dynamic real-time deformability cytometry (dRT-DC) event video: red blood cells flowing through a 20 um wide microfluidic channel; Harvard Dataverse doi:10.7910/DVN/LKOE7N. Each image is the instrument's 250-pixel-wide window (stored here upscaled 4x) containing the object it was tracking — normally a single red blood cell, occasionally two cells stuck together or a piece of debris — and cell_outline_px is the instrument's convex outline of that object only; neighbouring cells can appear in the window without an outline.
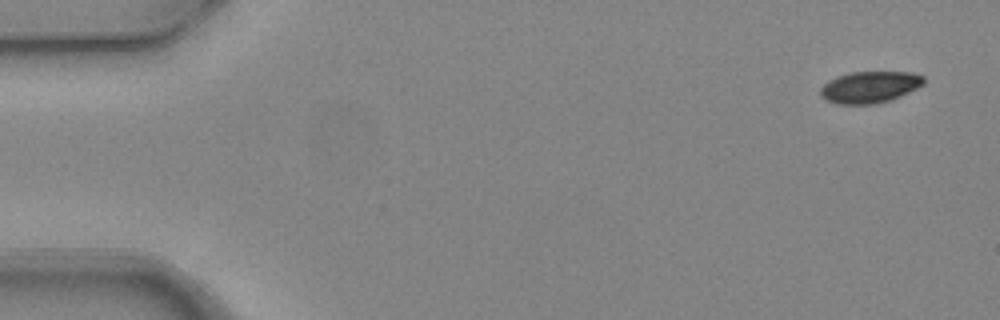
{"species": "common noctule bat (a hibernating species)", "species_latin": "Nyctalus noctula", "temperature_condition": "warm", "stored_images_in_passage": 6, "camera_frame_rate_fps": 3000, "um_per_image_px": 0.085, "animal": {"sex": "female", "body_mass_g": 24.6, "forearm_length_mm": 56.2}, "frame": {"image": 1, "passage_image": 1, "time_ms": 0.0, "image_size_px": [1000, 320], "cell_outline_px": [[924, 84], [892, 100], [872, 104], [836, 104], [820, 96], [820, 88], [828, 80], [836, 76], [852, 72], [912, 72], [924, 76]], "centroid_in_image_um": [73.92, 7.4], "position_along_channel_um": 11.1, "area_um2": 19.07}}
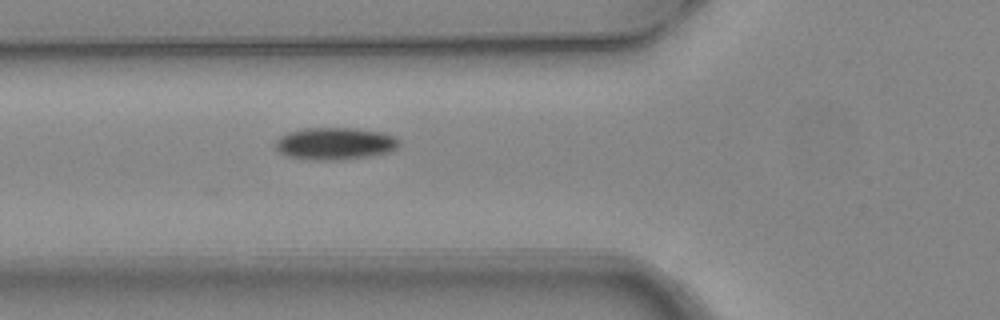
{"frame": {"image": 2, "passage_image": 6, "time_ms": 1.667, "image_size_px": [1000, 320], "cell_outline_px": [[400, 144], [392, 152], [368, 156], [336, 160], [312, 160], [284, 156], [276, 148], [276, 140], [280, 136], [288, 132], [304, 128], [352, 128], [380, 132], [392, 136], [400, 140]], "centroid_in_image_um": [28.46, 12.21], "position_along_channel_um": 97.3, "area_um2": 23.24}}